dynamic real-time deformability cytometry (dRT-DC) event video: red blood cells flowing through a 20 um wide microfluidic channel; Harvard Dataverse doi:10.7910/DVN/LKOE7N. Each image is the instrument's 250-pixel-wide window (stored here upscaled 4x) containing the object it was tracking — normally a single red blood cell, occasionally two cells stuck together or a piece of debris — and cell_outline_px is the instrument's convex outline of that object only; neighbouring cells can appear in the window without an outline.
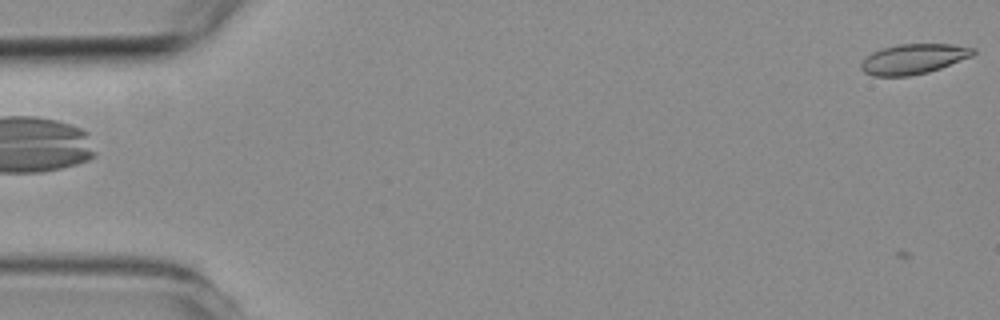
{"species": "common noctule bat (a hibernating species)", "species_latin": "Nyctalus noctula", "temperature_condition": "room temperature", "stored_images_in_passage": 5, "camera_frame_rate_fps": 3000, "um_per_image_px": 0.085, "animal": {"sex": "female", "body_mass_g": 19.3, "forearm_length_mm": 54.1}, "frame": {"image": 1, "passage_image": 5, "time_ms": 5.0, "image_size_px": [1000, 320], "cell_outline_px": [[976, 52], [972, 56], [940, 68], [928, 72], [908, 76], [872, 76], [864, 72], [860, 68], [860, 64], [872, 52], [880, 48], [896, 44], [952, 44], [976, 48]], "centroid_in_image_um": [77.64, 5.0], "position_along_channel_um": 7.4, "area_um2": 19.71}}